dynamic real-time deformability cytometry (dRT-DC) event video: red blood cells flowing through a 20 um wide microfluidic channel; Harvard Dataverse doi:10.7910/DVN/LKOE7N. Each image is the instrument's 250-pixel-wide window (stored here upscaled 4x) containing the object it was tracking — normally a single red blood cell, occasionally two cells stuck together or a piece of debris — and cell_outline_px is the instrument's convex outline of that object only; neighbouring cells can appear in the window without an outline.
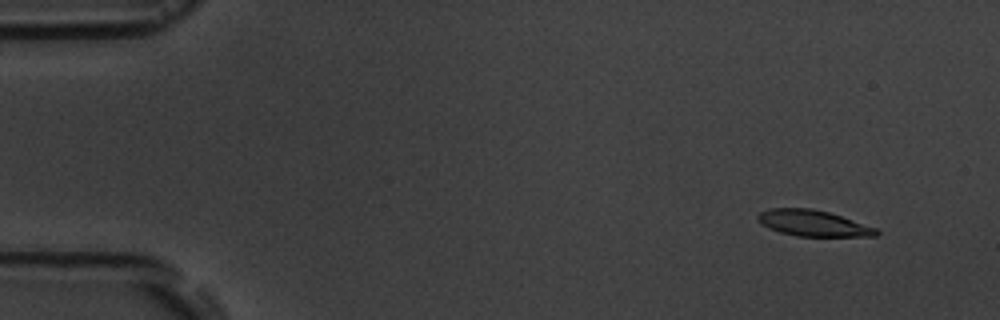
{"species": "common noctule bat (a hibernating species)", "species_latin": "Nyctalus noctula", "temperature_condition": "room temperature", "stored_images_in_passage": 10, "camera_frame_rate_fps": 3000, "um_per_image_px": 0.085, "animal": {"sex": "male", "body_mass_g": 19.5, "forearm_length_mm": 54.6}, "frame": {"image": 1, "passage_image": 1, "time_ms": 0.0, "image_size_px": [1000, 320], "cell_outline_px": [[880, 232], [876, 236], [796, 236], [780, 232], [768, 228], [756, 220], [756, 216], [760, 212], [772, 208], [812, 208], [828, 212], [876, 228]], "centroid_in_image_um": [69.07, 18.97], "position_along_channel_um": 15.9, "area_um2": 17.86}}
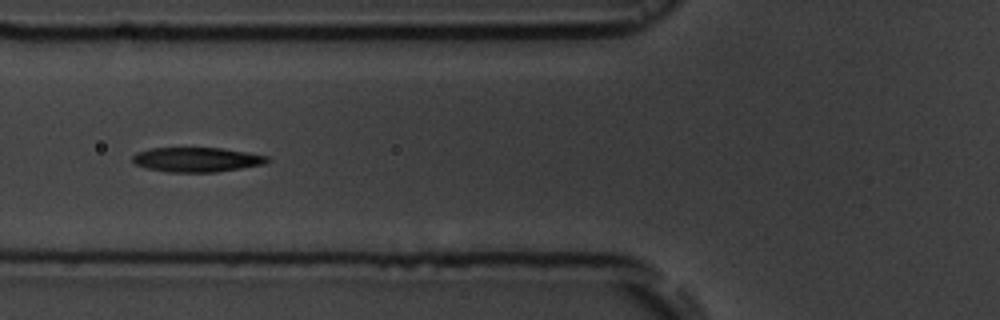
{"frame": {"image": 2, "passage_image": 6, "time_ms": 5.667, "image_size_px": [1000, 320], "cell_outline_px": [[272, 160], [264, 164], [216, 172], [168, 172], [144, 168], [136, 164], [132, 160], [132, 156], [136, 152], [148, 148], [220, 148], [248, 152], [272, 156]], "centroid_in_image_um": [16.75, 13.56], "position_along_channel_um": 109.1, "area_um2": 19.54}}
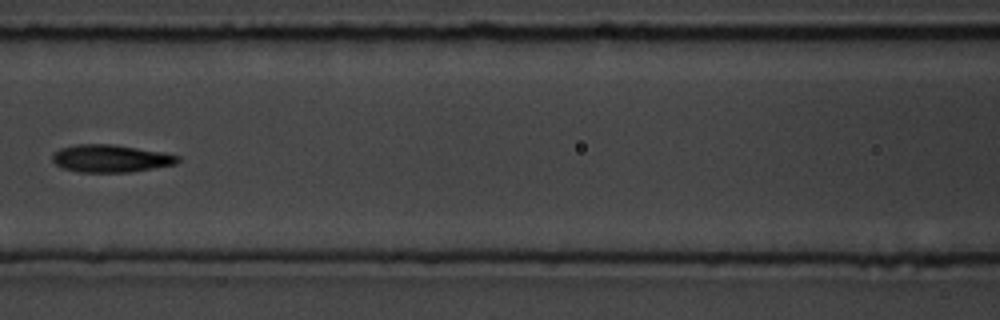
{"frame": {"image": 3, "passage_image": 7, "time_ms": 7.0, "image_size_px": [1000, 320], "cell_outline_px": [[180, 160], [176, 164], [128, 172], [80, 172], [64, 168], [56, 164], [52, 160], [52, 156], [60, 148], [76, 144], [112, 144], [164, 152], [180, 156]], "centroid_in_image_um": [9.43, 13.46], "position_along_channel_um": 157.2, "area_um2": 20.0}}